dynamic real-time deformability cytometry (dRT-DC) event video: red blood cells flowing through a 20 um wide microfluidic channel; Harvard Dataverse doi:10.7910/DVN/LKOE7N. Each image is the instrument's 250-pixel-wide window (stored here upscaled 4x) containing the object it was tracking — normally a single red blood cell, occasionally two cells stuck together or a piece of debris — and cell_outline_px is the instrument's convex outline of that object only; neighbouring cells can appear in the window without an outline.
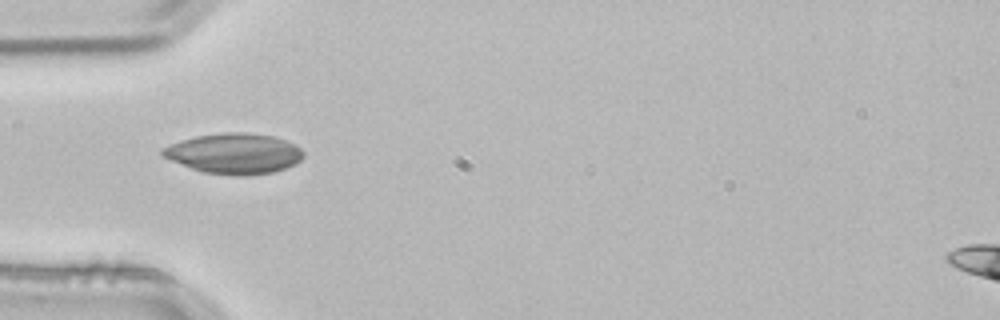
{"species": "common noctule bat (a hibernating species)", "species_latin": "Nyctalus noctula", "temperature_condition": "room temperature", "stored_images_in_passage": 4, "camera_frame_rate_fps": 3000, "um_per_image_px": 0.085, "animal": {"sex": "male", "body_mass_g": 21.5, "forearm_length_mm": 52.0}, "frame": {"image": 1, "passage_image": 4, "time_ms": 1.0, "image_size_px": [1000, 320], "cell_outline_px": [[304, 156], [296, 164], [272, 172], [244, 176], [204, 172], [192, 168], [160, 156], [160, 152], [164, 148], [180, 140], [196, 136], [224, 132], [248, 132], [272, 136], [296, 144], [304, 152]], "centroid_in_image_um": [19.92, 13.04], "position_along_channel_um": 65.1, "area_um2": 33.06}}